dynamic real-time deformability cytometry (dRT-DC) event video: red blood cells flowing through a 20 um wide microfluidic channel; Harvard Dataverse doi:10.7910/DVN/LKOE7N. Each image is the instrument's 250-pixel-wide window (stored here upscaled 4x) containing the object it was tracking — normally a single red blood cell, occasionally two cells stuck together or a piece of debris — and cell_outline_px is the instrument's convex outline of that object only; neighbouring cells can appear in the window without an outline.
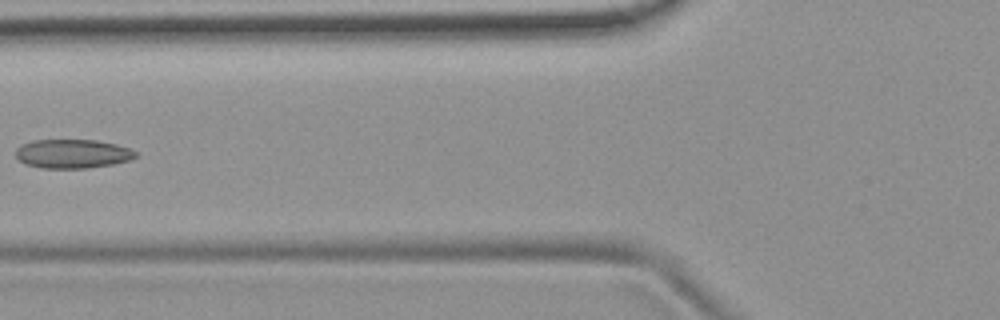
{"species": "common noctule bat (a hibernating species)", "species_latin": "Nyctalus noctula", "temperature_condition": "room temperature", "stored_images_in_passage": 6, "camera_frame_rate_fps": 3000, "um_per_image_px": 0.085, "animal": {"sex": "female", "body_mass_g": 19.9}, "frame": {"image": 1, "passage_image": 5, "time_ms": 1.333, "image_size_px": [1000, 320], "cell_outline_px": [[140, 152], [132, 160], [112, 164], [88, 168], [40, 168], [24, 164], [16, 156], [16, 148], [20, 144], [32, 140], [96, 140], [116, 144], [132, 148]], "centroid_in_image_um": [6.19, 13.06], "position_along_channel_um": 119.6, "area_um2": 20.58}}
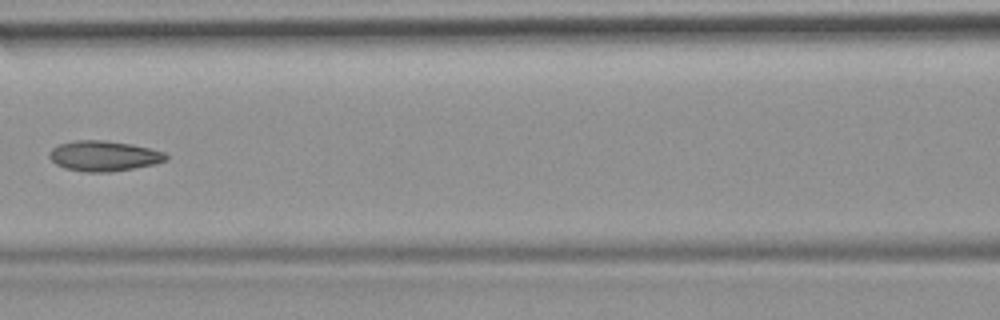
{"frame": {"image": 2, "passage_image": 6, "time_ms": 1.667, "image_size_px": [1000, 320], "cell_outline_px": [[168, 160], [156, 164], [112, 172], [88, 172], [64, 168], [56, 164], [48, 156], [48, 152], [52, 148], [60, 144], [76, 140], [104, 140], [132, 144], [164, 152], [168, 156]], "centroid_in_image_um": [8.83, 13.26], "position_along_channel_um": 157.8, "area_um2": 20.69}}